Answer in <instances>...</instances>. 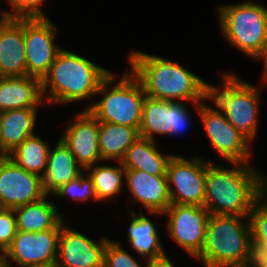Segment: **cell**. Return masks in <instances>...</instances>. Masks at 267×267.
<instances>
[{"label":"cell","instance_id":"6da1fadb","mask_svg":"<svg viewBox=\"0 0 267 267\" xmlns=\"http://www.w3.org/2000/svg\"><path fill=\"white\" fill-rule=\"evenodd\" d=\"M230 164L233 168L207 161L204 207L210 214L249 217L267 191V178L249 163Z\"/></svg>","mask_w":267,"mask_h":267},{"label":"cell","instance_id":"7a4b0ae2","mask_svg":"<svg viewBox=\"0 0 267 267\" xmlns=\"http://www.w3.org/2000/svg\"><path fill=\"white\" fill-rule=\"evenodd\" d=\"M130 71L140 80L147 97L174 102L208 99L205 80L177 62L134 50L128 56Z\"/></svg>","mask_w":267,"mask_h":267},{"label":"cell","instance_id":"3957f363","mask_svg":"<svg viewBox=\"0 0 267 267\" xmlns=\"http://www.w3.org/2000/svg\"><path fill=\"white\" fill-rule=\"evenodd\" d=\"M110 73L109 69L62 48L41 80L44 101L65 105L95 97L100 83Z\"/></svg>","mask_w":267,"mask_h":267},{"label":"cell","instance_id":"277c9868","mask_svg":"<svg viewBox=\"0 0 267 267\" xmlns=\"http://www.w3.org/2000/svg\"><path fill=\"white\" fill-rule=\"evenodd\" d=\"M250 237L249 217L210 214L204 247L196 260L204 267H242Z\"/></svg>","mask_w":267,"mask_h":267},{"label":"cell","instance_id":"5b68a950","mask_svg":"<svg viewBox=\"0 0 267 267\" xmlns=\"http://www.w3.org/2000/svg\"><path fill=\"white\" fill-rule=\"evenodd\" d=\"M117 75L111 73L100 83L96 96L103 97L94 102L88 110L99 122H108L134 127L139 131L143 103L146 94L140 80L132 73L125 72L116 81Z\"/></svg>","mask_w":267,"mask_h":267},{"label":"cell","instance_id":"8992f818","mask_svg":"<svg viewBox=\"0 0 267 267\" xmlns=\"http://www.w3.org/2000/svg\"><path fill=\"white\" fill-rule=\"evenodd\" d=\"M221 33L244 55L257 59L267 42V7L252 1L217 7Z\"/></svg>","mask_w":267,"mask_h":267},{"label":"cell","instance_id":"52a82bcc","mask_svg":"<svg viewBox=\"0 0 267 267\" xmlns=\"http://www.w3.org/2000/svg\"><path fill=\"white\" fill-rule=\"evenodd\" d=\"M222 84V88L208 85V100L214 101L228 122L252 142L258 133L261 88L233 73L223 74Z\"/></svg>","mask_w":267,"mask_h":267},{"label":"cell","instance_id":"ba28073f","mask_svg":"<svg viewBox=\"0 0 267 267\" xmlns=\"http://www.w3.org/2000/svg\"><path fill=\"white\" fill-rule=\"evenodd\" d=\"M194 106L215 152L229 163H249L251 141L228 122L216 105L214 108L203 101Z\"/></svg>","mask_w":267,"mask_h":267},{"label":"cell","instance_id":"9c48e42d","mask_svg":"<svg viewBox=\"0 0 267 267\" xmlns=\"http://www.w3.org/2000/svg\"><path fill=\"white\" fill-rule=\"evenodd\" d=\"M207 161L200 156L191 159L173 155L167 165L171 204L204 206Z\"/></svg>","mask_w":267,"mask_h":267},{"label":"cell","instance_id":"30bf717a","mask_svg":"<svg viewBox=\"0 0 267 267\" xmlns=\"http://www.w3.org/2000/svg\"><path fill=\"white\" fill-rule=\"evenodd\" d=\"M57 25L50 18H23L26 53V75L43 79L58 52L55 43Z\"/></svg>","mask_w":267,"mask_h":267},{"label":"cell","instance_id":"8fae6325","mask_svg":"<svg viewBox=\"0 0 267 267\" xmlns=\"http://www.w3.org/2000/svg\"><path fill=\"white\" fill-rule=\"evenodd\" d=\"M163 215L169 217L170 239L196 259L204 247L209 211L204 206L171 204Z\"/></svg>","mask_w":267,"mask_h":267},{"label":"cell","instance_id":"7c38bea8","mask_svg":"<svg viewBox=\"0 0 267 267\" xmlns=\"http://www.w3.org/2000/svg\"><path fill=\"white\" fill-rule=\"evenodd\" d=\"M187 102H174L145 98L139 136L157 141L155 134L173 135L186 132L190 126L191 115Z\"/></svg>","mask_w":267,"mask_h":267},{"label":"cell","instance_id":"4fadbf2b","mask_svg":"<svg viewBox=\"0 0 267 267\" xmlns=\"http://www.w3.org/2000/svg\"><path fill=\"white\" fill-rule=\"evenodd\" d=\"M60 228L43 232L17 231L10 247L3 254L5 261L19 267L55 264L58 255ZM12 260V261H11Z\"/></svg>","mask_w":267,"mask_h":267},{"label":"cell","instance_id":"5bb4252c","mask_svg":"<svg viewBox=\"0 0 267 267\" xmlns=\"http://www.w3.org/2000/svg\"><path fill=\"white\" fill-rule=\"evenodd\" d=\"M47 194L42 177L29 173L7 156H0V207L15 209L34 203Z\"/></svg>","mask_w":267,"mask_h":267},{"label":"cell","instance_id":"9a60e30c","mask_svg":"<svg viewBox=\"0 0 267 267\" xmlns=\"http://www.w3.org/2000/svg\"><path fill=\"white\" fill-rule=\"evenodd\" d=\"M108 237H102L95 241L82 233L65 225L60 228L58 255L56 265L58 267H103L104 253Z\"/></svg>","mask_w":267,"mask_h":267},{"label":"cell","instance_id":"2e32d148","mask_svg":"<svg viewBox=\"0 0 267 267\" xmlns=\"http://www.w3.org/2000/svg\"><path fill=\"white\" fill-rule=\"evenodd\" d=\"M73 117V122L65 126L64 133L59 139L85 170L103 161L99 150V121L85 109Z\"/></svg>","mask_w":267,"mask_h":267},{"label":"cell","instance_id":"e0dca14e","mask_svg":"<svg viewBox=\"0 0 267 267\" xmlns=\"http://www.w3.org/2000/svg\"><path fill=\"white\" fill-rule=\"evenodd\" d=\"M125 183L133 199L150 215H163L171 205L167 176H155L137 169L125 171Z\"/></svg>","mask_w":267,"mask_h":267},{"label":"cell","instance_id":"ac0fdd59","mask_svg":"<svg viewBox=\"0 0 267 267\" xmlns=\"http://www.w3.org/2000/svg\"><path fill=\"white\" fill-rule=\"evenodd\" d=\"M26 76L23 18L3 17L0 40V77Z\"/></svg>","mask_w":267,"mask_h":267},{"label":"cell","instance_id":"d6986e66","mask_svg":"<svg viewBox=\"0 0 267 267\" xmlns=\"http://www.w3.org/2000/svg\"><path fill=\"white\" fill-rule=\"evenodd\" d=\"M43 99L41 79L28 75L0 77V111L38 108Z\"/></svg>","mask_w":267,"mask_h":267},{"label":"cell","instance_id":"ffe728a7","mask_svg":"<svg viewBox=\"0 0 267 267\" xmlns=\"http://www.w3.org/2000/svg\"><path fill=\"white\" fill-rule=\"evenodd\" d=\"M38 108L3 111L0 132V156H7L25 139L35 134Z\"/></svg>","mask_w":267,"mask_h":267},{"label":"cell","instance_id":"44dd1931","mask_svg":"<svg viewBox=\"0 0 267 267\" xmlns=\"http://www.w3.org/2000/svg\"><path fill=\"white\" fill-rule=\"evenodd\" d=\"M83 171L70 149L58 139L55 147L49 150L47 168L42 177L44 192L51 195Z\"/></svg>","mask_w":267,"mask_h":267},{"label":"cell","instance_id":"7402d4cb","mask_svg":"<svg viewBox=\"0 0 267 267\" xmlns=\"http://www.w3.org/2000/svg\"><path fill=\"white\" fill-rule=\"evenodd\" d=\"M173 154H161L157 142L138 137L126 150L121 164L125 170L137 169L155 176H167V165Z\"/></svg>","mask_w":267,"mask_h":267},{"label":"cell","instance_id":"603a6c76","mask_svg":"<svg viewBox=\"0 0 267 267\" xmlns=\"http://www.w3.org/2000/svg\"><path fill=\"white\" fill-rule=\"evenodd\" d=\"M48 196L14 209L18 231L37 233L61 228L64 217L53 202L46 201Z\"/></svg>","mask_w":267,"mask_h":267},{"label":"cell","instance_id":"cb8c5ba5","mask_svg":"<svg viewBox=\"0 0 267 267\" xmlns=\"http://www.w3.org/2000/svg\"><path fill=\"white\" fill-rule=\"evenodd\" d=\"M131 214L130 224L128 227V241L140 257L144 260H151L163 257L166 252L161 243L160 236L153 221L142 210L137 214L135 210L129 212Z\"/></svg>","mask_w":267,"mask_h":267},{"label":"cell","instance_id":"d4e9b609","mask_svg":"<svg viewBox=\"0 0 267 267\" xmlns=\"http://www.w3.org/2000/svg\"><path fill=\"white\" fill-rule=\"evenodd\" d=\"M138 137L139 131L134 127L99 122V150L103 162H121L126 150Z\"/></svg>","mask_w":267,"mask_h":267},{"label":"cell","instance_id":"484cf974","mask_svg":"<svg viewBox=\"0 0 267 267\" xmlns=\"http://www.w3.org/2000/svg\"><path fill=\"white\" fill-rule=\"evenodd\" d=\"M49 146L40 136L34 134L25 139L7 157L25 171L43 177L51 148Z\"/></svg>","mask_w":267,"mask_h":267},{"label":"cell","instance_id":"4316f807","mask_svg":"<svg viewBox=\"0 0 267 267\" xmlns=\"http://www.w3.org/2000/svg\"><path fill=\"white\" fill-rule=\"evenodd\" d=\"M118 163V167L97 163L84 170L93 181L98 201L110 200L122 191L126 170L121 162Z\"/></svg>","mask_w":267,"mask_h":267},{"label":"cell","instance_id":"83f0119b","mask_svg":"<svg viewBox=\"0 0 267 267\" xmlns=\"http://www.w3.org/2000/svg\"><path fill=\"white\" fill-rule=\"evenodd\" d=\"M81 174L70 180L68 183L61 185L52 195L56 198H72L75 201H89V199L98 201L93 181L88 174Z\"/></svg>","mask_w":267,"mask_h":267},{"label":"cell","instance_id":"f1b7e54d","mask_svg":"<svg viewBox=\"0 0 267 267\" xmlns=\"http://www.w3.org/2000/svg\"><path fill=\"white\" fill-rule=\"evenodd\" d=\"M251 235L267 242V191L256 201L250 214Z\"/></svg>","mask_w":267,"mask_h":267},{"label":"cell","instance_id":"f546056e","mask_svg":"<svg viewBox=\"0 0 267 267\" xmlns=\"http://www.w3.org/2000/svg\"><path fill=\"white\" fill-rule=\"evenodd\" d=\"M103 267H142L135 257L121 247L120 242L107 241Z\"/></svg>","mask_w":267,"mask_h":267},{"label":"cell","instance_id":"4dcf8cb0","mask_svg":"<svg viewBox=\"0 0 267 267\" xmlns=\"http://www.w3.org/2000/svg\"><path fill=\"white\" fill-rule=\"evenodd\" d=\"M12 10H6L11 18H47L41 9L46 0H6Z\"/></svg>","mask_w":267,"mask_h":267},{"label":"cell","instance_id":"1f68e13d","mask_svg":"<svg viewBox=\"0 0 267 267\" xmlns=\"http://www.w3.org/2000/svg\"><path fill=\"white\" fill-rule=\"evenodd\" d=\"M17 231L14 209L0 207V254L10 247Z\"/></svg>","mask_w":267,"mask_h":267},{"label":"cell","instance_id":"d6a6232c","mask_svg":"<svg viewBox=\"0 0 267 267\" xmlns=\"http://www.w3.org/2000/svg\"><path fill=\"white\" fill-rule=\"evenodd\" d=\"M267 263V242L255 239L252 235L248 242L247 254L242 267H262Z\"/></svg>","mask_w":267,"mask_h":267},{"label":"cell","instance_id":"836d02e7","mask_svg":"<svg viewBox=\"0 0 267 267\" xmlns=\"http://www.w3.org/2000/svg\"><path fill=\"white\" fill-rule=\"evenodd\" d=\"M146 267H174L167 254L157 259L146 260Z\"/></svg>","mask_w":267,"mask_h":267},{"label":"cell","instance_id":"e575fe53","mask_svg":"<svg viewBox=\"0 0 267 267\" xmlns=\"http://www.w3.org/2000/svg\"><path fill=\"white\" fill-rule=\"evenodd\" d=\"M257 60H263V73H262V78L264 83H267V42L265 45V48L263 50V53L257 58Z\"/></svg>","mask_w":267,"mask_h":267},{"label":"cell","instance_id":"d590c367","mask_svg":"<svg viewBox=\"0 0 267 267\" xmlns=\"http://www.w3.org/2000/svg\"><path fill=\"white\" fill-rule=\"evenodd\" d=\"M1 14L2 15L0 17V40H1L2 32H3V17L6 16V15H8L6 10L5 11H2Z\"/></svg>","mask_w":267,"mask_h":267},{"label":"cell","instance_id":"8d00e7d4","mask_svg":"<svg viewBox=\"0 0 267 267\" xmlns=\"http://www.w3.org/2000/svg\"><path fill=\"white\" fill-rule=\"evenodd\" d=\"M0 267H11L6 261L3 254H0Z\"/></svg>","mask_w":267,"mask_h":267},{"label":"cell","instance_id":"74e56055","mask_svg":"<svg viewBox=\"0 0 267 267\" xmlns=\"http://www.w3.org/2000/svg\"><path fill=\"white\" fill-rule=\"evenodd\" d=\"M31 267H58V266L55 263V264L39 265V266H31Z\"/></svg>","mask_w":267,"mask_h":267},{"label":"cell","instance_id":"f35d334b","mask_svg":"<svg viewBox=\"0 0 267 267\" xmlns=\"http://www.w3.org/2000/svg\"><path fill=\"white\" fill-rule=\"evenodd\" d=\"M2 114H3V112H2V111H0V132H1V121H2Z\"/></svg>","mask_w":267,"mask_h":267}]
</instances>
